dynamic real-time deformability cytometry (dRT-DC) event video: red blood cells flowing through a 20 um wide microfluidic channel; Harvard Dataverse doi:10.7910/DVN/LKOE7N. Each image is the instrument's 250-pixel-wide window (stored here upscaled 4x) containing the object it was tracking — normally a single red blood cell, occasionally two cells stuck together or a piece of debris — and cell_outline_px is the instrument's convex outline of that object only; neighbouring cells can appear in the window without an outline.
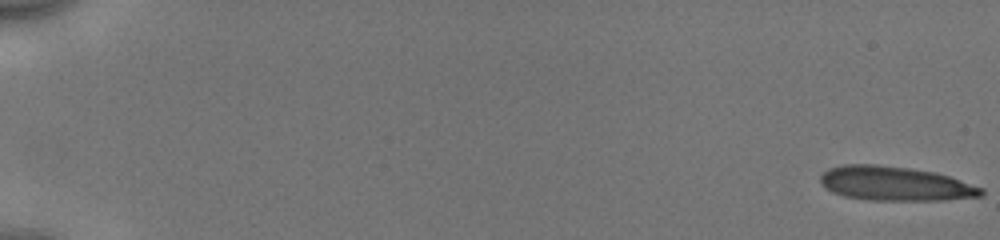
{"species": "human", "species_latin": "Homo sapiens", "temperature_condition": "cold", "stored_images_in_passage": 19, "camera_frame_rate_fps": 3000, "um_per_image_px": 0.085, "donor": {"sex": "male"}, "frame": {"image": 1, "passage_image": 1, "time_ms": 0.0, "image_size_px": [1000, 240], "cell_outline_px": [[984, 196], [944, 200], [868, 200], [844, 196], [832, 192], [824, 188], [820, 184], [820, 176], [828, 168], [844, 164], [880, 164], [936, 172], [984, 188]], "centroid_in_image_um": [76.07, 15.61], "position_along_channel_um": 8.9, "area_um2": 32.37}}
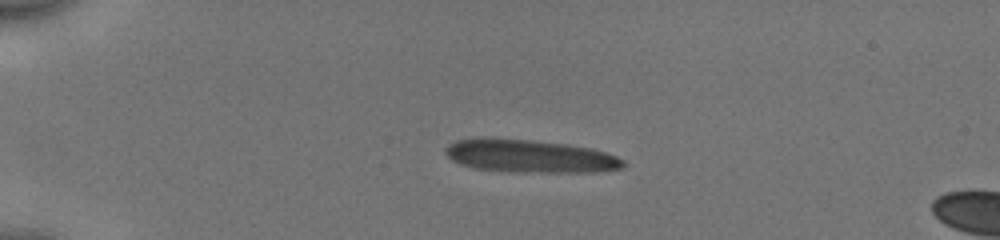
{"frame": {"image": 2, "passage_image": 14, "time_ms": 4.333, "image_size_px": [1000, 240], "cell_outline_px": [[628, 164], [624, 168], [596, 172], [512, 172], [472, 168], [460, 164], [452, 160], [444, 152], [444, 148], [448, 144], [456, 140], [480, 136], [532, 140], [568, 144], [592, 148], [616, 156], [624, 160]], "centroid_in_image_um": [45.01, 13.26], "position_along_channel_um": 40.0, "area_um2": 34.85}}